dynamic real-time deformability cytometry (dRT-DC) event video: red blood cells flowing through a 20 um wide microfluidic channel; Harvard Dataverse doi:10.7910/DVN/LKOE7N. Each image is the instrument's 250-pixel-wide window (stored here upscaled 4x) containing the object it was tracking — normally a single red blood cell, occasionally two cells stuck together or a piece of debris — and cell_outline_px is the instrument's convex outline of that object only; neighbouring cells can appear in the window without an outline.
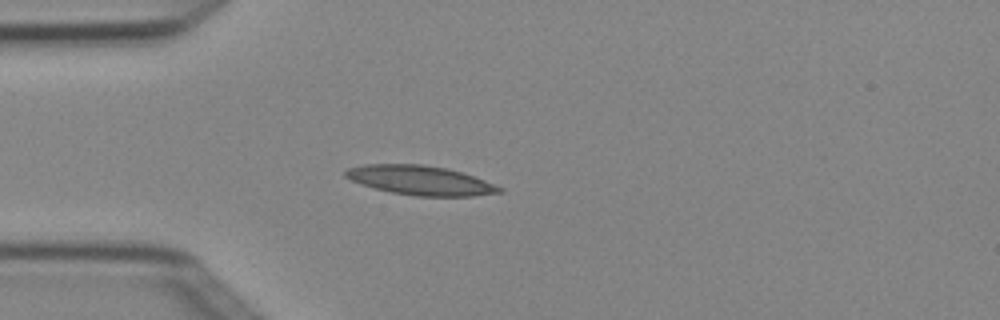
{"species": "Egyptian fruit bat (a non-hibernating species)", "species_latin": "Rousettus aegyptiacus", "temperature_condition": "cold", "stored_images_in_passage": 3, "camera_frame_rate_fps": 3000, "um_per_image_px": 0.085, "animal": {"sex": "female"}, "frame": {"image": 1, "passage_image": 3, "time_ms": 0.667, "image_size_px": [1000, 320], "cell_outline_px": [[504, 192], [472, 196], [416, 196], [392, 192], [360, 184], [344, 176], [344, 172], [348, 168], [364, 164], [424, 164], [448, 168], [484, 180], [504, 188]], "centroid_in_image_um": [35.74, 15.32], "position_along_channel_um": 49.3, "area_um2": 26.24}}